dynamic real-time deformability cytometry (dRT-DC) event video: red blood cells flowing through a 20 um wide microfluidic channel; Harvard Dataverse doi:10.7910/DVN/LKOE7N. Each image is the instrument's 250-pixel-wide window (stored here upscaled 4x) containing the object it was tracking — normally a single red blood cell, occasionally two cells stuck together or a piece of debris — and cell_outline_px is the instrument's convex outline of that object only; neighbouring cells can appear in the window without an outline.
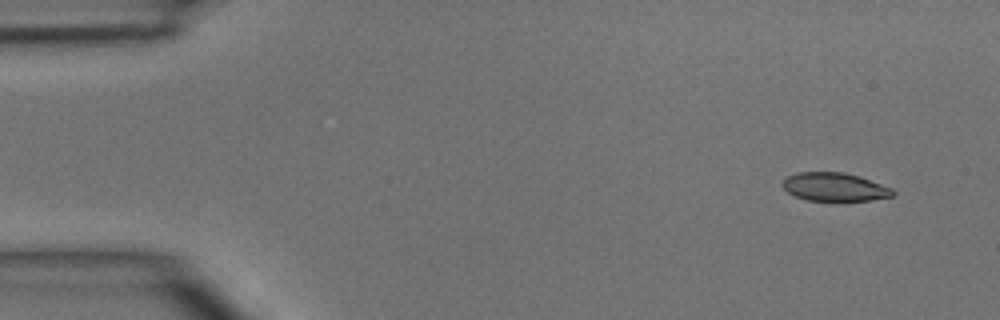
{"species": "common noctule bat (a hibernating species)", "species_latin": "Nyctalus noctula", "temperature_condition": "room temperature", "stored_images_in_passage": 4, "camera_frame_rate_fps": 3000, "um_per_image_px": 0.085, "animal": {"sex": "male", "body_mass_g": 15.6}, "frame": {"image": 1, "passage_image": 1, "time_ms": 0.0, "image_size_px": [1000, 320], "cell_outline_px": [[896, 192], [892, 196], [872, 200], [836, 204], [808, 200], [796, 196], [788, 192], [780, 184], [788, 176], [796, 172], [844, 172], [860, 176], [892, 188]], "centroid_in_image_um": [70.96, 15.94], "position_along_channel_um": 14.0, "area_um2": 19.07}}
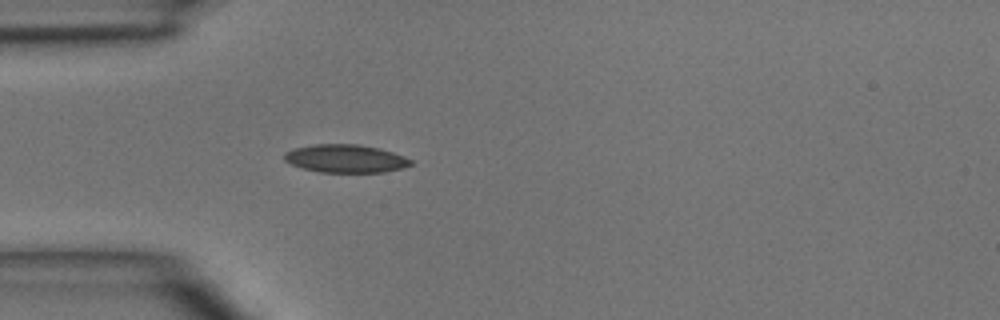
{"frame": {"image": 2, "passage_image": 4, "time_ms": 3.333, "image_size_px": [1000, 320], "cell_outline_px": [[412, 164], [400, 168], [384, 172], [320, 172], [304, 168], [292, 164], [284, 160], [284, 152], [292, 148], [312, 144], [356, 144], [380, 148], [404, 156], [412, 160]], "centroid_in_image_um": [29.35, 13.47], "position_along_channel_um": 55.7, "area_um2": 20.63}}